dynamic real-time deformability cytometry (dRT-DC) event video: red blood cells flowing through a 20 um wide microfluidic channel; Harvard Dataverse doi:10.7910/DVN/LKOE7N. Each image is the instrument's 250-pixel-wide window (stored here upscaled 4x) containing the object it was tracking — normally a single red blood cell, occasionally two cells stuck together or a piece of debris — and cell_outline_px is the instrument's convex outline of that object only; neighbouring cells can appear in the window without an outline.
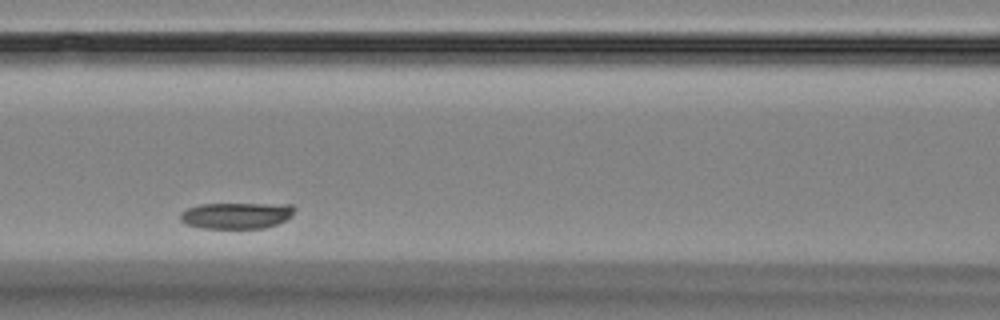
{"species": "Egyptian fruit bat (a non-hibernating species)", "species_latin": "Rousettus aegyptiacus", "temperature_condition": "room temperature", "stored_images_in_passage": 12, "camera_frame_rate_fps": 3000, "um_per_image_px": 0.085, "animal": {"sex": "female"}, "frame": {"image": 1, "passage_image": 4, "time_ms": 3.333, "image_size_px": [1000, 320], "cell_outline_px": [[296, 208], [292, 216], [288, 220], [264, 228], [200, 228], [184, 224], [180, 220], [180, 212], [188, 208], [200, 204], [292, 204]], "centroid_in_image_um": [20.11, 18.32], "position_along_channel_um": 146.5, "area_um2": 17.69}}
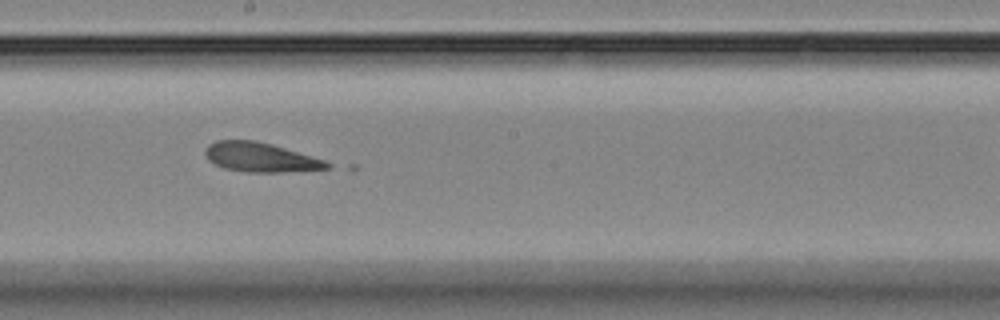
{"frame": {"image": 2, "passage_image": 7, "time_ms": 7.667, "image_size_px": [1000, 320], "cell_outline_px": [[332, 168], [280, 172], [248, 172], [224, 168], [208, 160], [204, 152], [204, 148], [208, 144], [216, 140], [256, 140], [272, 144], [324, 160], [332, 164]], "centroid_in_image_um": [22.11, 13.36], "position_along_channel_um": 226.1, "area_um2": 20.81}}
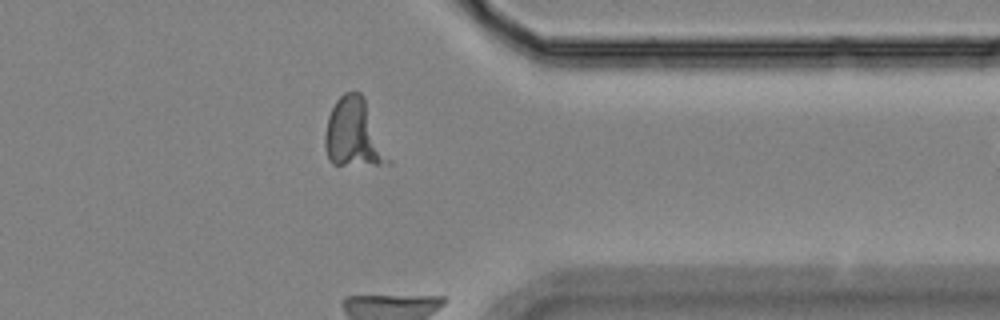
{"frame": {"image": 3, "passage_image": 11, "time_ms": 12.333, "image_size_px": [1000, 320], "cell_outline_px": [[392, 164], [332, 164], [328, 160], [324, 144], [324, 136], [328, 116], [336, 100], [344, 92], [360, 92], [364, 96], [392, 160]], "centroid_in_image_um": [30.09, 11.34], "position_along_channel_um": 381.3, "area_um2": 25.49}}